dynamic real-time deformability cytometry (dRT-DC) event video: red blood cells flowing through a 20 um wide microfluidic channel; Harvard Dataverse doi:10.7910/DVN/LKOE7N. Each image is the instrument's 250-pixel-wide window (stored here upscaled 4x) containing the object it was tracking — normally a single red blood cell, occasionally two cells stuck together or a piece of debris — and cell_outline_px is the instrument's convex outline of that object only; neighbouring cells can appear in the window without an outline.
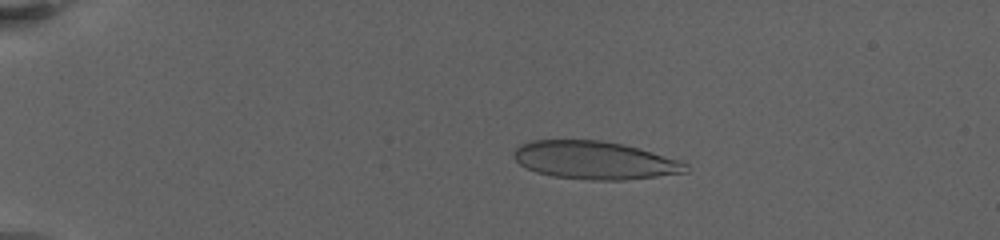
{"species": "human", "species_latin": "Homo sapiens", "temperature_condition": "warm", "stored_images_in_passage": 42, "camera_frame_rate_fps": 3000, "um_per_image_px": 0.085, "donor": {"sex": "female"}, "frame": {"image": 1, "passage_image": 8, "time_ms": 4.333, "image_size_px": [1000, 240], "cell_outline_px": [[688, 172], [624, 180], [592, 180], [552, 176], [536, 172], [520, 164], [512, 156], [512, 152], [520, 144], [532, 140], [600, 140], [624, 144], [680, 160], [688, 164]], "centroid_in_image_um": [50.54, 13.62], "position_along_channel_um": 34.5, "area_um2": 38.09}}
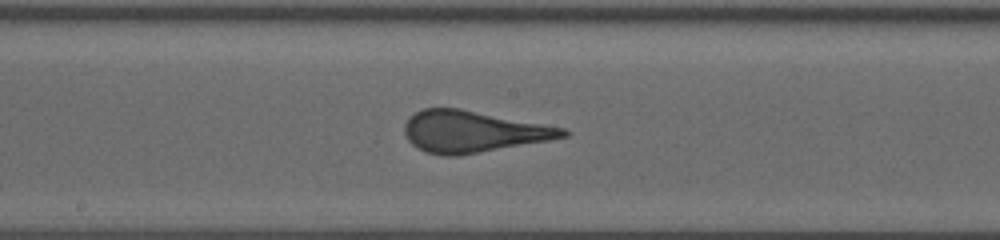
{"frame": {"image": 2, "passage_image": 23, "time_ms": 12.0, "image_size_px": [1000, 240], "cell_outline_px": [[568, 136], [548, 140], [456, 156], [440, 156], [424, 152], [416, 148], [408, 140], [404, 132], [404, 124], [416, 112], [424, 108], [460, 108], [564, 128], [568, 132]], "centroid_in_image_um": [40.14, 11.19], "position_along_channel_um": 208.1, "area_um2": 37.97}}
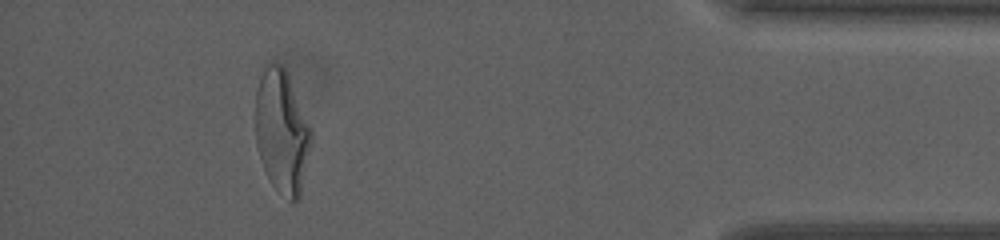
{"frame": {"image": 3, "passage_image": 38, "time_ms": 19.667, "image_size_px": [1000, 240], "cell_outline_px": [[312, 140], [300, 196], [292, 204], [276, 192], [264, 168], [256, 144], [256, 88], [264, 68], [268, 64], [280, 64], [288, 72], [312, 128]], "centroid_in_image_um": [23.98, 11.21], "position_along_channel_um": 411.2, "area_um2": 40.4}, "authors_computed_cell_mechanics": {"area_um2": 38.2636, "velocity_mm_per_s": 3.225, "shape_relaxation_time_tau1_ms": 7.3796, "shape_relaxation_time_tau2_ms": null, "deformation_change_tau1": 0.2608, "deformation_change_tau2": null}}